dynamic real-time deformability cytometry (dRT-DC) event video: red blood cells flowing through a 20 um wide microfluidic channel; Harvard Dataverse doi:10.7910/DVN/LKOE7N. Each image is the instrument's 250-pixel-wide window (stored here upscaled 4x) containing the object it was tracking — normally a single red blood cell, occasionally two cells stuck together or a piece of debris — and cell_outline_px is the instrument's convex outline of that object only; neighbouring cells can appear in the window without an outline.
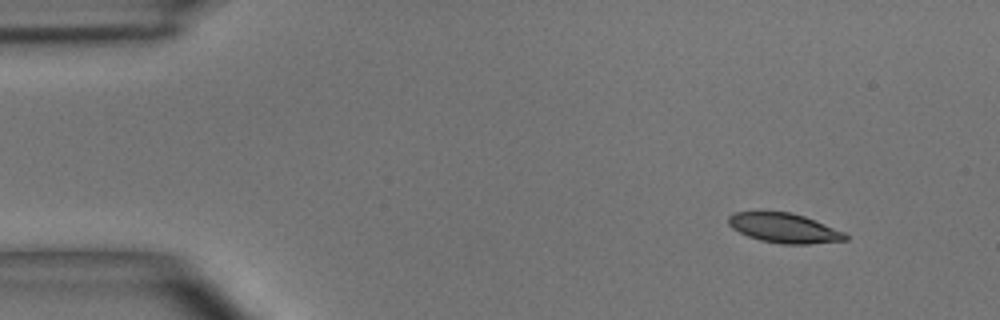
{"species": "common noctule bat (a hibernating species)", "species_latin": "Nyctalus noctula", "temperature_condition": "room temperature", "stored_images_in_passage": 45, "camera_frame_rate_fps": 3000, "um_per_image_px": 0.085, "animal": {"sex": "male", "body_mass_g": 15.6}, "frame": {"image": 1, "passage_image": 1, "time_ms": 0.0, "image_size_px": [1000, 320], "cell_outline_px": [[848, 240], [808, 244], [780, 244], [760, 240], [748, 236], [732, 228], [728, 224], [728, 216], [732, 212], [792, 212], [804, 216], [844, 232], [848, 236]], "centroid_in_image_um": [66.64, 19.39], "position_along_channel_um": 18.4, "area_um2": 20.11}}
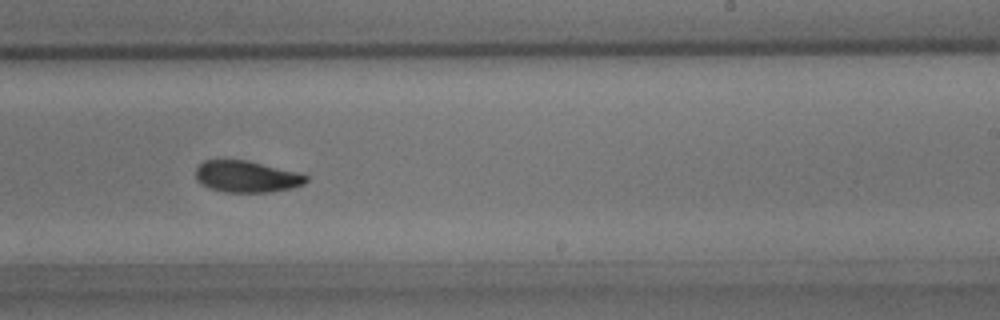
{"frame": {"image": 2, "passage_image": 26, "time_ms": 8.333, "image_size_px": [1000, 320], "cell_outline_px": [[308, 180], [304, 184], [292, 188], [268, 192], [224, 192], [208, 188], [200, 184], [196, 180], [196, 168], [204, 160], [248, 160], [300, 172], [308, 176]], "centroid_in_image_um": [20.97, 15.01], "position_along_channel_um": 268.0, "area_um2": 20.58}}
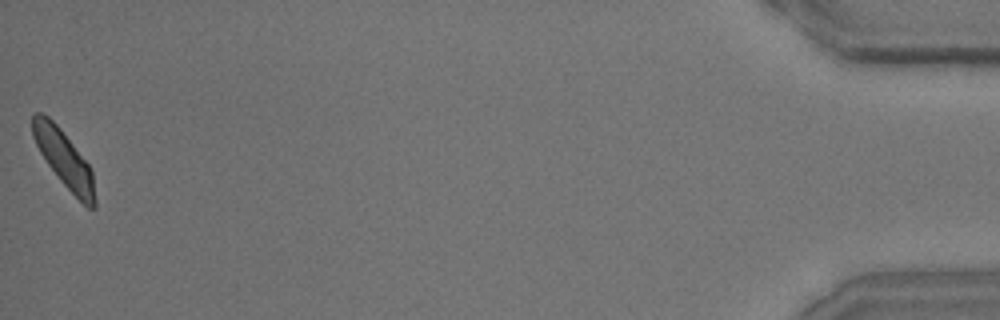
{"frame": {"image": 3, "passage_image": 45, "time_ms": 14.667, "image_size_px": [1000, 320], "cell_outline_px": [[96, 208], [88, 208], [60, 180], [48, 164], [40, 152], [32, 136], [32, 116], [36, 112], [40, 112], [48, 116], [56, 124], [88, 164], [92, 172], [96, 200]], "centroid_in_image_um": [5.43, 13.5], "position_along_channel_um": 429.8, "area_um2": 20.06}, "authors_computed_cell_mechanics": {"area_um2": 20.9236, "velocity_mm_per_s": 4.0503, "shape_relaxation_time_tau1_ms": 3.0192, "shape_relaxation_time_tau2_ms": 2.7694, "deformation_change_tau1": 0.1103, "deformation_change_tau2": 0.0696}}